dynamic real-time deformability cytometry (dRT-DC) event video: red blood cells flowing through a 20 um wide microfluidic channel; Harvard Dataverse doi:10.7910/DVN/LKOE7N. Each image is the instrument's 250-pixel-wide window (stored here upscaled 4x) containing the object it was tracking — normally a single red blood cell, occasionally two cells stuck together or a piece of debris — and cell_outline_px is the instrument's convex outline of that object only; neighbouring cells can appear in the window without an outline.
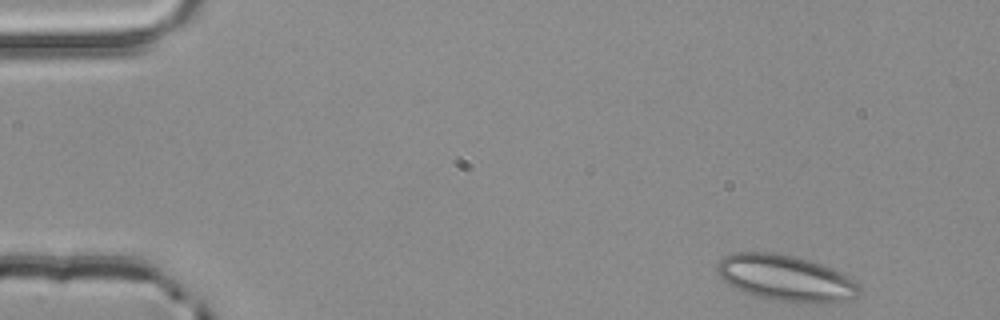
{"species": "common noctule bat (a hibernating species)", "species_latin": "Nyctalus noctula", "temperature_condition": "room temperature", "stored_images_in_passage": 3, "camera_frame_rate_fps": 3000, "um_per_image_px": 0.085, "animal": {"sex": "male", "body_mass_g": 20.4}, "frame": {"image": 1, "passage_image": 1, "time_ms": 0.0, "image_size_px": [1000, 320], "cell_outline_px": [[860, 292], [856, 296], [824, 304], [812, 304], [776, 300], [756, 296], [744, 292], [728, 284], [720, 276], [716, 268], [716, 264], [724, 256], [732, 252], [776, 252], [796, 256], [832, 268], [840, 272], [852, 280], [860, 288]], "centroid_in_image_um": [66.75, 23.63], "position_along_channel_um": 18.3, "area_um2": 38.03}}